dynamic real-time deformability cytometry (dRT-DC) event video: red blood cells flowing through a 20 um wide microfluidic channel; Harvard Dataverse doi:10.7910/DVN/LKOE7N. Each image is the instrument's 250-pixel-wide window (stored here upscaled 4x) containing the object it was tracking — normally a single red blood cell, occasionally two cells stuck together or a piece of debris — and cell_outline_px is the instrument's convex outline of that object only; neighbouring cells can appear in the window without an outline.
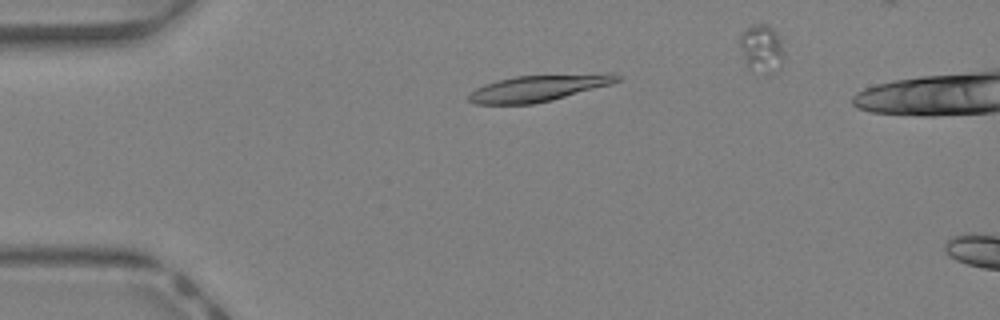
{"species": "Egyptian fruit bat (a non-hibernating species)", "species_latin": "Rousettus aegyptiacus", "temperature_condition": "warm", "stored_images_in_passage": 35, "camera_frame_rate_fps": 3000, "um_per_image_px": 0.085, "animal": {"sex": "female"}, "frame": {"image": 1, "passage_image": 7, "time_ms": 2.0, "image_size_px": [1000, 320], "cell_outline_px": [[624, 80], [612, 84], [552, 100], [532, 104], [476, 104], [468, 100], [468, 96], [476, 88], [484, 84], [496, 80], [516, 76], [604, 72], [612, 72], [624, 76]], "centroid_in_image_um": [45.91, 7.45], "position_along_channel_um": 39.1, "area_um2": 23.41}}
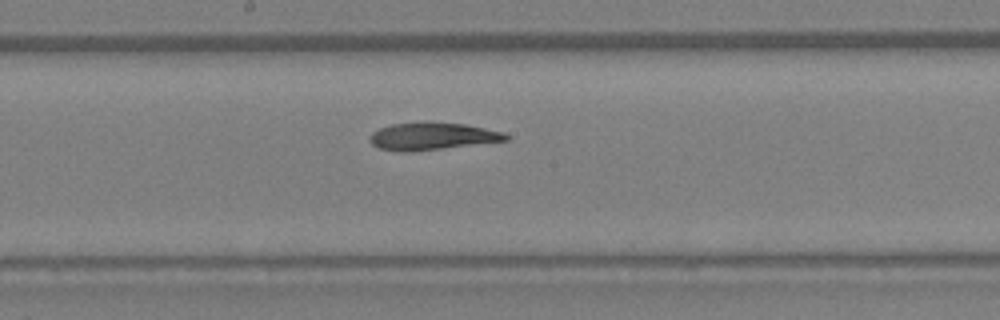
{"frame": {"image": 2, "passage_image": 20, "time_ms": 6.333, "image_size_px": [1000, 320], "cell_outline_px": [[508, 140], [412, 152], [400, 152], [380, 148], [372, 144], [368, 140], [368, 136], [372, 132], [380, 128], [392, 124], [424, 120], [428, 120], [464, 124], [504, 132], [508, 136]], "centroid_in_image_um": [36.68, 11.56], "position_along_channel_um": 211.5, "area_um2": 22.08}}
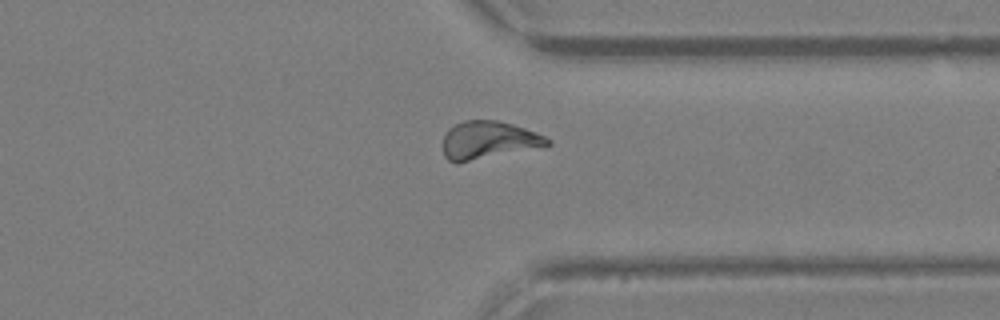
{"frame": {"image": 3, "passage_image": 30, "time_ms": 9.667, "image_size_px": [1000, 320], "cell_outline_px": [[552, 144], [456, 164], [448, 160], [444, 156], [444, 136], [448, 128], [464, 120], [496, 120], [512, 124], [536, 132], [552, 140]], "centroid_in_image_um": [41.49, 11.91], "position_along_channel_um": 369.9, "area_um2": 22.83}}